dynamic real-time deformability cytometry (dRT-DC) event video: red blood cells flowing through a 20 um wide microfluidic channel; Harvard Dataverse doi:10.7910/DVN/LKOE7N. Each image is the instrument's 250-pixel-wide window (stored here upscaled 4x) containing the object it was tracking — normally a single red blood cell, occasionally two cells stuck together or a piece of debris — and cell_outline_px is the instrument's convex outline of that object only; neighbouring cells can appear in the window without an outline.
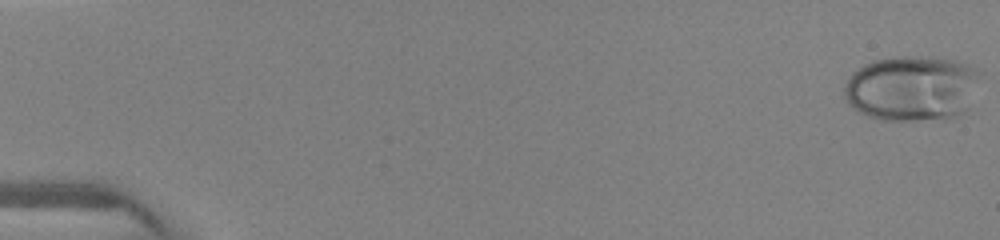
{"species": "human", "species_latin": "Homo sapiens", "temperature_condition": "warm", "stored_images_in_passage": 48, "camera_frame_rate_fps": 3000, "um_per_image_px": 0.085, "donor": {"sex": "female"}, "frame": {"image": 1, "passage_image": 1, "time_ms": 0.0, "image_size_px": [1000, 240], "cell_outline_px": [[984, 72], [968, 108], [964, 112], [952, 120], [880, 120], [868, 116], [852, 108], [848, 104], [844, 96], [844, 84], [852, 72], [864, 64], [872, 60], [900, 56], [908, 56], [956, 60], [968, 64]], "centroid_in_image_um": [77.55, 7.52], "position_along_channel_um": 7.4, "area_um2": 52.89}}
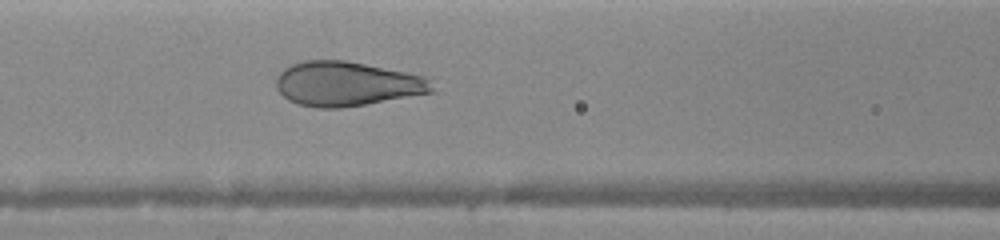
{"frame": {"image": 2, "passage_image": 21, "time_ms": 6.667, "image_size_px": [1000, 240], "cell_outline_px": [[436, 92], [340, 108], [316, 108], [296, 104], [288, 100], [276, 88], [276, 76], [284, 68], [292, 64], [304, 60], [344, 60], [424, 76], [428, 80]], "centroid_in_image_um": [29.43, 7.13], "position_along_channel_um": 137.2, "area_um2": 40.23}}
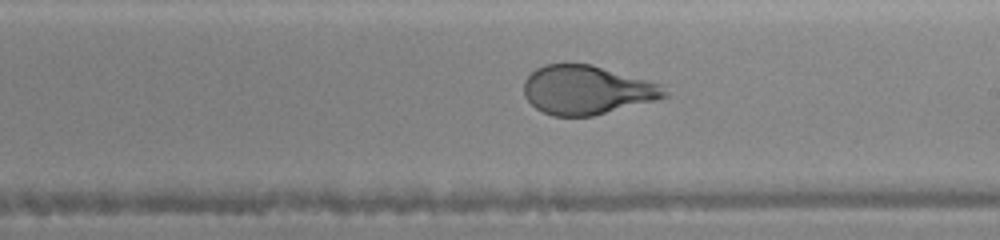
{"frame": {"image": 3, "passage_image": 28, "time_ms": 9.0, "image_size_px": [1000, 240], "cell_outline_px": [[668, 96], [656, 100], [592, 116], [552, 116], [536, 108], [524, 96], [524, 80], [536, 68], [544, 64], [592, 64], [664, 84], [668, 92]], "centroid_in_image_um": [49.92, 7.64], "position_along_channel_um": 239.1, "area_um2": 40.29}}